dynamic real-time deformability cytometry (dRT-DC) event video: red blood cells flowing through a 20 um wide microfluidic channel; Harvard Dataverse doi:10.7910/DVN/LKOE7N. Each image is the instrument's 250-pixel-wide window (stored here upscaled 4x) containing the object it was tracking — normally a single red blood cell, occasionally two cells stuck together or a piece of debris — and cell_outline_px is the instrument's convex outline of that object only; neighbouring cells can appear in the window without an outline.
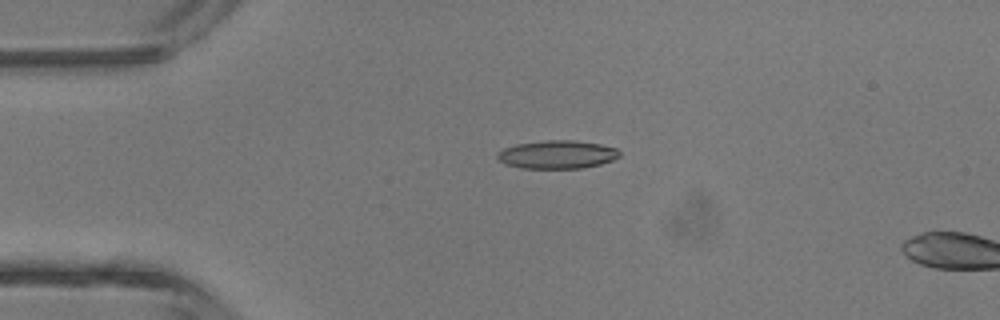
{"species": "common noctule bat (a hibernating species)", "species_latin": "Nyctalus noctula", "temperature_condition": "room temperature", "stored_images_in_passage": 3, "camera_frame_rate_fps": 3000, "um_per_image_px": 0.085, "animal": {"sex": "male", "body_mass_g": 13.3}, "frame": {"image": 1, "passage_image": 2, "time_ms": 2.333, "image_size_px": [1000, 320], "cell_outline_px": [[620, 156], [612, 160], [600, 164], [584, 168], [520, 168], [504, 164], [496, 156], [496, 152], [504, 148], [516, 144], [548, 140], [572, 140], [600, 144], [616, 148], [620, 152]], "centroid_in_image_um": [47.34, 13.14], "position_along_channel_um": 37.7, "area_um2": 20.11}}